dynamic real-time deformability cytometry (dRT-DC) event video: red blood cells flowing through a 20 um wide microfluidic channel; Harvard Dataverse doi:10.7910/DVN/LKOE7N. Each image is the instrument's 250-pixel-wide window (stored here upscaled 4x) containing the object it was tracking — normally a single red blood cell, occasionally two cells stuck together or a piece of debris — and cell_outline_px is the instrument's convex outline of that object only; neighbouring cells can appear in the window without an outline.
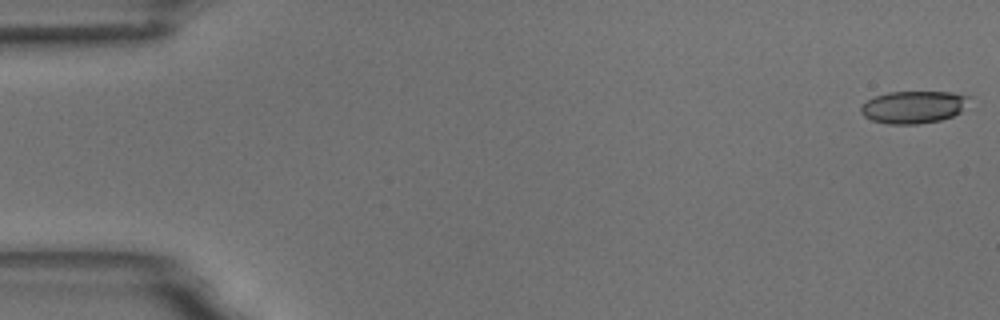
{"species": "common noctule bat (a hibernating species)", "species_latin": "Nyctalus noctula", "temperature_condition": "room temperature", "stored_images_in_passage": 15, "camera_frame_rate_fps": 3000, "um_per_image_px": 0.085, "animal": {"sex": "male", "body_mass_g": 18.8}, "frame": {"image": 1, "passage_image": 1, "time_ms": 0.0, "image_size_px": [1000, 320], "cell_outline_px": [[972, 96], [960, 112], [952, 116], [940, 120], [916, 124], [888, 124], [872, 120], [864, 116], [860, 112], [860, 108], [868, 100], [876, 96], [888, 92], [952, 92]], "centroid_in_image_um": [77.66, 9.09], "position_along_channel_um": 7.3, "area_um2": 20.35}}
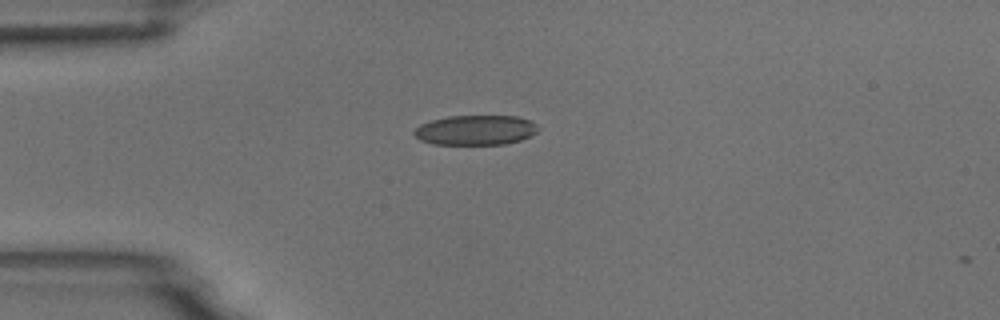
{"frame": {"image": 2, "passage_image": 14, "time_ms": 4.333, "image_size_px": [1000, 320], "cell_outline_px": [[540, 128], [536, 132], [520, 140], [504, 144], [432, 144], [420, 140], [412, 132], [420, 124], [432, 120], [448, 116], [516, 116], [532, 120]], "centroid_in_image_um": [40.43, 11.05], "position_along_channel_um": 44.6, "area_um2": 21.56}}